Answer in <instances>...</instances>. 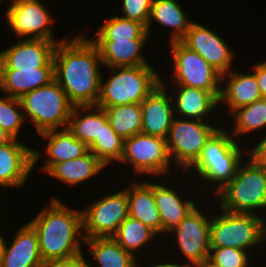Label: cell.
Instances as JSON below:
<instances>
[{"label":"cell","mask_w":266,"mask_h":267,"mask_svg":"<svg viewBox=\"0 0 266 267\" xmlns=\"http://www.w3.org/2000/svg\"><path fill=\"white\" fill-rule=\"evenodd\" d=\"M69 37L56 45L54 79L74 106L96 105L103 73L99 49L84 34Z\"/></svg>","instance_id":"6da1fadb"},{"label":"cell","mask_w":266,"mask_h":267,"mask_svg":"<svg viewBox=\"0 0 266 267\" xmlns=\"http://www.w3.org/2000/svg\"><path fill=\"white\" fill-rule=\"evenodd\" d=\"M52 197L28 223L38 235L42 260L66 259L84 253L81 209Z\"/></svg>","instance_id":"7a4b0ae2"},{"label":"cell","mask_w":266,"mask_h":267,"mask_svg":"<svg viewBox=\"0 0 266 267\" xmlns=\"http://www.w3.org/2000/svg\"><path fill=\"white\" fill-rule=\"evenodd\" d=\"M239 143L241 142L236 141L224 125L223 128L220 125L207 140L197 160L185 171L187 175L192 173V179H189H197L194 181L196 183L200 180L197 186L203 185L202 188L205 187L206 190L216 187L212 192L216 196L232 181L239 164L247 158L248 145L245 143L244 147Z\"/></svg>","instance_id":"3957f363"},{"label":"cell","mask_w":266,"mask_h":267,"mask_svg":"<svg viewBox=\"0 0 266 267\" xmlns=\"http://www.w3.org/2000/svg\"><path fill=\"white\" fill-rule=\"evenodd\" d=\"M111 74L101 77L99 107H113L141 103L158 85L162 74L151 65L135 67H108ZM160 75H159V74Z\"/></svg>","instance_id":"277c9868"},{"label":"cell","mask_w":266,"mask_h":267,"mask_svg":"<svg viewBox=\"0 0 266 267\" xmlns=\"http://www.w3.org/2000/svg\"><path fill=\"white\" fill-rule=\"evenodd\" d=\"M247 157L232 181L214 197L227 212L262 215L266 212V168Z\"/></svg>","instance_id":"5b68a950"},{"label":"cell","mask_w":266,"mask_h":267,"mask_svg":"<svg viewBox=\"0 0 266 267\" xmlns=\"http://www.w3.org/2000/svg\"><path fill=\"white\" fill-rule=\"evenodd\" d=\"M20 102L25 120L33 123L38 135L67 128L74 107L55 79L47 85L24 94Z\"/></svg>","instance_id":"8992f818"},{"label":"cell","mask_w":266,"mask_h":267,"mask_svg":"<svg viewBox=\"0 0 266 267\" xmlns=\"http://www.w3.org/2000/svg\"><path fill=\"white\" fill-rule=\"evenodd\" d=\"M211 212V247H231L251 252L266 242V219L261 215L231 213L218 207ZM220 210V211H219Z\"/></svg>","instance_id":"52a82bcc"},{"label":"cell","mask_w":266,"mask_h":267,"mask_svg":"<svg viewBox=\"0 0 266 267\" xmlns=\"http://www.w3.org/2000/svg\"><path fill=\"white\" fill-rule=\"evenodd\" d=\"M200 121L174 116L166 138L170 160L180 172L185 171L200 156L210 136L220 127V122ZM215 123V124H214ZM217 126V127H216Z\"/></svg>","instance_id":"ba28073f"},{"label":"cell","mask_w":266,"mask_h":267,"mask_svg":"<svg viewBox=\"0 0 266 267\" xmlns=\"http://www.w3.org/2000/svg\"><path fill=\"white\" fill-rule=\"evenodd\" d=\"M118 164H129L133 177L151 175L155 179H162L164 175L177 174L169 157L166 139L143 133L124 140L123 153ZM171 168L175 169L174 173H170Z\"/></svg>","instance_id":"9c48e42d"},{"label":"cell","mask_w":266,"mask_h":267,"mask_svg":"<svg viewBox=\"0 0 266 267\" xmlns=\"http://www.w3.org/2000/svg\"><path fill=\"white\" fill-rule=\"evenodd\" d=\"M199 201L191 212L168 234L175 237L174 245L177 246L182 258L181 264L190 267L208 261L211 248V215L213 211H203ZM205 212V213H204ZM207 212V213H206ZM210 215V217L208 216ZM184 260V262H183Z\"/></svg>","instance_id":"30bf717a"},{"label":"cell","mask_w":266,"mask_h":267,"mask_svg":"<svg viewBox=\"0 0 266 267\" xmlns=\"http://www.w3.org/2000/svg\"><path fill=\"white\" fill-rule=\"evenodd\" d=\"M170 44L172 60L171 83L207 90L218 100L220 97L221 74L200 54L189 49L181 41ZM176 83V84H175Z\"/></svg>","instance_id":"8fae6325"},{"label":"cell","mask_w":266,"mask_h":267,"mask_svg":"<svg viewBox=\"0 0 266 267\" xmlns=\"http://www.w3.org/2000/svg\"><path fill=\"white\" fill-rule=\"evenodd\" d=\"M126 185L123 190L113 194H104L86 208L81 209L82 232L84 239L95 237H112L119 226L129 216V204L126 195Z\"/></svg>","instance_id":"7c38bea8"},{"label":"cell","mask_w":266,"mask_h":267,"mask_svg":"<svg viewBox=\"0 0 266 267\" xmlns=\"http://www.w3.org/2000/svg\"><path fill=\"white\" fill-rule=\"evenodd\" d=\"M43 1L17 0L6 6L4 16L9 31L18 39H43L62 41L55 38L54 15L50 13ZM58 39V40H57Z\"/></svg>","instance_id":"4fadbf2b"},{"label":"cell","mask_w":266,"mask_h":267,"mask_svg":"<svg viewBox=\"0 0 266 267\" xmlns=\"http://www.w3.org/2000/svg\"><path fill=\"white\" fill-rule=\"evenodd\" d=\"M181 42L200 54L221 75L234 68V51L223 37L209 27L193 21Z\"/></svg>","instance_id":"5bb4252c"},{"label":"cell","mask_w":266,"mask_h":267,"mask_svg":"<svg viewBox=\"0 0 266 267\" xmlns=\"http://www.w3.org/2000/svg\"><path fill=\"white\" fill-rule=\"evenodd\" d=\"M58 42L43 39H20L0 51V69H34L54 67V51Z\"/></svg>","instance_id":"9a60e30c"},{"label":"cell","mask_w":266,"mask_h":267,"mask_svg":"<svg viewBox=\"0 0 266 267\" xmlns=\"http://www.w3.org/2000/svg\"><path fill=\"white\" fill-rule=\"evenodd\" d=\"M171 82L161 79L158 85L141 103V133L166 139L174 118V105L169 93ZM168 85V86H167ZM170 94V95H169Z\"/></svg>","instance_id":"2e32d148"},{"label":"cell","mask_w":266,"mask_h":267,"mask_svg":"<svg viewBox=\"0 0 266 267\" xmlns=\"http://www.w3.org/2000/svg\"><path fill=\"white\" fill-rule=\"evenodd\" d=\"M19 139L0 146V187L2 189L19 188L27 185L32 175L33 148Z\"/></svg>","instance_id":"e0dca14e"},{"label":"cell","mask_w":266,"mask_h":267,"mask_svg":"<svg viewBox=\"0 0 266 267\" xmlns=\"http://www.w3.org/2000/svg\"><path fill=\"white\" fill-rule=\"evenodd\" d=\"M39 136L48 141L44 152L33 148V167L45 154L48 157L40 166V173L43 171L46 174L55 164L81 157L89 151L88 146L76 139L68 128L51 130Z\"/></svg>","instance_id":"ac0fdd59"},{"label":"cell","mask_w":266,"mask_h":267,"mask_svg":"<svg viewBox=\"0 0 266 267\" xmlns=\"http://www.w3.org/2000/svg\"><path fill=\"white\" fill-rule=\"evenodd\" d=\"M261 98L256 76L252 70L246 73L244 70L242 73L231 69L228 73L221 75L219 105L226 107L229 119L235 110Z\"/></svg>","instance_id":"d6986e66"},{"label":"cell","mask_w":266,"mask_h":267,"mask_svg":"<svg viewBox=\"0 0 266 267\" xmlns=\"http://www.w3.org/2000/svg\"><path fill=\"white\" fill-rule=\"evenodd\" d=\"M170 88L169 91L174 94H171V96L175 116L200 121H206V118L211 121L210 118H212V121H214L215 116L221 113V111H218L220 108H217L219 107V100L207 90L183 85H172ZM215 111H218V113H215ZM213 112L215 113L214 116H212Z\"/></svg>","instance_id":"ffe728a7"},{"label":"cell","mask_w":266,"mask_h":267,"mask_svg":"<svg viewBox=\"0 0 266 267\" xmlns=\"http://www.w3.org/2000/svg\"><path fill=\"white\" fill-rule=\"evenodd\" d=\"M167 185L164 180L162 183L159 180L153 181L154 199L161 219V237L164 240L166 233L176 227L198 204L195 199L182 198L183 194L178 189L175 190L173 183L169 184L170 187Z\"/></svg>","instance_id":"44dd1931"},{"label":"cell","mask_w":266,"mask_h":267,"mask_svg":"<svg viewBox=\"0 0 266 267\" xmlns=\"http://www.w3.org/2000/svg\"><path fill=\"white\" fill-rule=\"evenodd\" d=\"M149 179V177L148 180L139 178L133 182L130 181L131 185H127L129 216L138 219L159 237L161 236V219L154 199L153 180L149 181Z\"/></svg>","instance_id":"7402d4cb"},{"label":"cell","mask_w":266,"mask_h":267,"mask_svg":"<svg viewBox=\"0 0 266 267\" xmlns=\"http://www.w3.org/2000/svg\"><path fill=\"white\" fill-rule=\"evenodd\" d=\"M43 262L37 232L27 222L16 230L6 249L1 267H40Z\"/></svg>","instance_id":"603a6c76"},{"label":"cell","mask_w":266,"mask_h":267,"mask_svg":"<svg viewBox=\"0 0 266 267\" xmlns=\"http://www.w3.org/2000/svg\"><path fill=\"white\" fill-rule=\"evenodd\" d=\"M149 39L91 40L99 49L103 66L135 67L152 65L142 54V48Z\"/></svg>","instance_id":"cb8c5ba5"},{"label":"cell","mask_w":266,"mask_h":267,"mask_svg":"<svg viewBox=\"0 0 266 267\" xmlns=\"http://www.w3.org/2000/svg\"><path fill=\"white\" fill-rule=\"evenodd\" d=\"M54 80V67L34 69H0V92L21 98Z\"/></svg>","instance_id":"d4e9b609"},{"label":"cell","mask_w":266,"mask_h":267,"mask_svg":"<svg viewBox=\"0 0 266 267\" xmlns=\"http://www.w3.org/2000/svg\"><path fill=\"white\" fill-rule=\"evenodd\" d=\"M182 5L177 0H153L147 32L151 33L152 25L158 23L170 29L169 43L181 41L188 32L193 21H189ZM151 28V29H150Z\"/></svg>","instance_id":"484cf974"},{"label":"cell","mask_w":266,"mask_h":267,"mask_svg":"<svg viewBox=\"0 0 266 267\" xmlns=\"http://www.w3.org/2000/svg\"><path fill=\"white\" fill-rule=\"evenodd\" d=\"M106 166L90 151L85 155L55 164L46 174L69 187L99 176Z\"/></svg>","instance_id":"4316f807"},{"label":"cell","mask_w":266,"mask_h":267,"mask_svg":"<svg viewBox=\"0 0 266 267\" xmlns=\"http://www.w3.org/2000/svg\"><path fill=\"white\" fill-rule=\"evenodd\" d=\"M84 243L89 248L88 256H91L96 263V267H136L138 258L126 251L112 237H95L84 239ZM87 267H95L86 260Z\"/></svg>","instance_id":"83f0119b"},{"label":"cell","mask_w":266,"mask_h":267,"mask_svg":"<svg viewBox=\"0 0 266 267\" xmlns=\"http://www.w3.org/2000/svg\"><path fill=\"white\" fill-rule=\"evenodd\" d=\"M108 122L104 109L97 105L74 106L67 128L76 139L89 146L96 137L100 136L103 126Z\"/></svg>","instance_id":"f1b7e54d"},{"label":"cell","mask_w":266,"mask_h":267,"mask_svg":"<svg viewBox=\"0 0 266 267\" xmlns=\"http://www.w3.org/2000/svg\"><path fill=\"white\" fill-rule=\"evenodd\" d=\"M230 116L234 126L229 132L236 141H239L240 138L238 137L244 134L248 136L252 132L255 134L259 130L262 132L266 127V98L243 106L235 110Z\"/></svg>","instance_id":"f546056e"},{"label":"cell","mask_w":266,"mask_h":267,"mask_svg":"<svg viewBox=\"0 0 266 267\" xmlns=\"http://www.w3.org/2000/svg\"><path fill=\"white\" fill-rule=\"evenodd\" d=\"M112 238L126 251L139 259L138 251L141 250V253L150 242L153 244V239L155 242L157 234L138 219L128 216Z\"/></svg>","instance_id":"4dcf8cb0"},{"label":"cell","mask_w":266,"mask_h":267,"mask_svg":"<svg viewBox=\"0 0 266 267\" xmlns=\"http://www.w3.org/2000/svg\"><path fill=\"white\" fill-rule=\"evenodd\" d=\"M98 26L95 35L92 38L89 37L90 40L150 39V35L143 24L118 15L108 17Z\"/></svg>","instance_id":"1f68e13d"},{"label":"cell","mask_w":266,"mask_h":267,"mask_svg":"<svg viewBox=\"0 0 266 267\" xmlns=\"http://www.w3.org/2000/svg\"><path fill=\"white\" fill-rule=\"evenodd\" d=\"M107 114L114 131L124 140L142 131V112L140 103L101 107Z\"/></svg>","instance_id":"d6a6232c"},{"label":"cell","mask_w":266,"mask_h":267,"mask_svg":"<svg viewBox=\"0 0 266 267\" xmlns=\"http://www.w3.org/2000/svg\"><path fill=\"white\" fill-rule=\"evenodd\" d=\"M124 139L120 137L108 122L103 126L99 137L88 146L92 152L106 167L120 161L123 153Z\"/></svg>","instance_id":"836d02e7"},{"label":"cell","mask_w":266,"mask_h":267,"mask_svg":"<svg viewBox=\"0 0 266 267\" xmlns=\"http://www.w3.org/2000/svg\"><path fill=\"white\" fill-rule=\"evenodd\" d=\"M26 122L19 98L0 96V127L14 139H20L19 131Z\"/></svg>","instance_id":"e575fe53"},{"label":"cell","mask_w":266,"mask_h":267,"mask_svg":"<svg viewBox=\"0 0 266 267\" xmlns=\"http://www.w3.org/2000/svg\"><path fill=\"white\" fill-rule=\"evenodd\" d=\"M250 253L231 247H211L208 263L213 267H249Z\"/></svg>","instance_id":"d590c367"},{"label":"cell","mask_w":266,"mask_h":267,"mask_svg":"<svg viewBox=\"0 0 266 267\" xmlns=\"http://www.w3.org/2000/svg\"><path fill=\"white\" fill-rule=\"evenodd\" d=\"M153 0H122V18L133 20L143 24L146 28L149 22Z\"/></svg>","instance_id":"8d00e7d4"},{"label":"cell","mask_w":266,"mask_h":267,"mask_svg":"<svg viewBox=\"0 0 266 267\" xmlns=\"http://www.w3.org/2000/svg\"><path fill=\"white\" fill-rule=\"evenodd\" d=\"M40 267H87L86 255L81 254L66 259L44 260Z\"/></svg>","instance_id":"74e56055"},{"label":"cell","mask_w":266,"mask_h":267,"mask_svg":"<svg viewBox=\"0 0 266 267\" xmlns=\"http://www.w3.org/2000/svg\"><path fill=\"white\" fill-rule=\"evenodd\" d=\"M262 139H259L257 142H254L251 144L252 146L249 147L250 149H247L248 156L257 164L260 166H263L266 168V133L263 135ZM252 148V149H251Z\"/></svg>","instance_id":"f35d334b"},{"label":"cell","mask_w":266,"mask_h":267,"mask_svg":"<svg viewBox=\"0 0 266 267\" xmlns=\"http://www.w3.org/2000/svg\"><path fill=\"white\" fill-rule=\"evenodd\" d=\"M255 76L260 89L262 98H266V61L256 62L254 65L250 66Z\"/></svg>","instance_id":"ab89813d"},{"label":"cell","mask_w":266,"mask_h":267,"mask_svg":"<svg viewBox=\"0 0 266 267\" xmlns=\"http://www.w3.org/2000/svg\"><path fill=\"white\" fill-rule=\"evenodd\" d=\"M140 261V258H139V260L137 261V264H136V267H141L142 265H143V261H142V263H138ZM161 263H160V262ZM158 261V263H156V262H154V264H152L151 262H150V264H148V266H147V264H145L146 265V267H186L185 265H183V264H181V262H178V260L177 261H175V262H172L171 260H168L167 259V261L165 260L164 262H163V260L161 259V260H159ZM169 261V262H168ZM171 261V262H170ZM165 262H167V263H165ZM139 264V265H138Z\"/></svg>","instance_id":"60d3db41"},{"label":"cell","mask_w":266,"mask_h":267,"mask_svg":"<svg viewBox=\"0 0 266 267\" xmlns=\"http://www.w3.org/2000/svg\"><path fill=\"white\" fill-rule=\"evenodd\" d=\"M14 138L0 127V146L11 142Z\"/></svg>","instance_id":"b9f144b4"},{"label":"cell","mask_w":266,"mask_h":267,"mask_svg":"<svg viewBox=\"0 0 266 267\" xmlns=\"http://www.w3.org/2000/svg\"><path fill=\"white\" fill-rule=\"evenodd\" d=\"M6 237L4 236V233L2 234L0 231V267L2 264V260L4 257L5 249H6Z\"/></svg>","instance_id":"7bdbcfd3"},{"label":"cell","mask_w":266,"mask_h":267,"mask_svg":"<svg viewBox=\"0 0 266 267\" xmlns=\"http://www.w3.org/2000/svg\"><path fill=\"white\" fill-rule=\"evenodd\" d=\"M190 267H213V266L210 263L205 262V263H202V264L192 265Z\"/></svg>","instance_id":"ee69618b"},{"label":"cell","mask_w":266,"mask_h":267,"mask_svg":"<svg viewBox=\"0 0 266 267\" xmlns=\"http://www.w3.org/2000/svg\"><path fill=\"white\" fill-rule=\"evenodd\" d=\"M3 0H0V3H1V5H2V2ZM14 1H17V0H11L10 2H14Z\"/></svg>","instance_id":"f6af8a7d"}]
</instances>
